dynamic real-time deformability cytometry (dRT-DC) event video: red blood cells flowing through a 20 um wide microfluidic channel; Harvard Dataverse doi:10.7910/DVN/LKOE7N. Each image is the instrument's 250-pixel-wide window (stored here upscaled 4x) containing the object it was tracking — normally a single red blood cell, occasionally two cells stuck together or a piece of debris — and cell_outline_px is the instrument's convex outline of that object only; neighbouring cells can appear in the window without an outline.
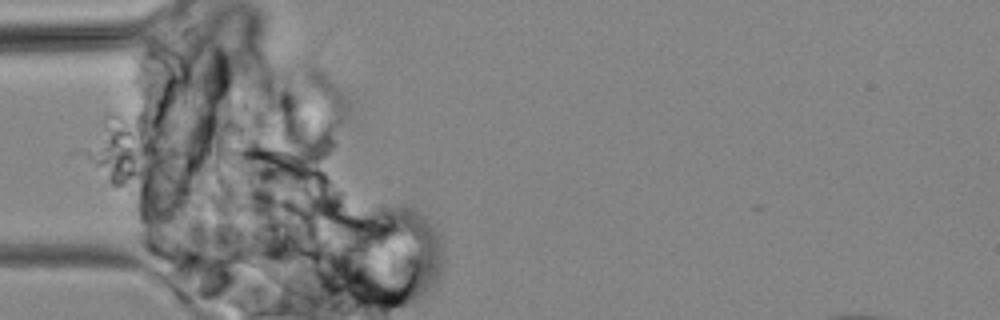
{"species": "common noctule bat (a hibernating species)", "species_latin": "Nyctalus noctula", "temperature_condition": "cold", "stored_images_in_passage": 4, "camera_frame_rate_fps": 3000, "um_per_image_px": 0.085, "animal": {"sex": "male", "body_mass_g": 19.2, "forearm_length_mm": 51.8}, "frame": {"image": 1, "passage_image": 1, "time_ms": 0.0, "image_size_px": [1000, 320], "cell_outline_px": [[240, 280], [236, 288], [224, 288], [184, 276], [152, 256], [136, 244], [132, 240], [132, 236], [136, 232], [148, 232], [164, 236], [176, 240], [216, 256], [224, 260], [236, 268], [240, 272]], "centroid_in_image_um": [16.05, 22.11], "position_along_channel_um": 68.9, "area_um2": 20.23}}
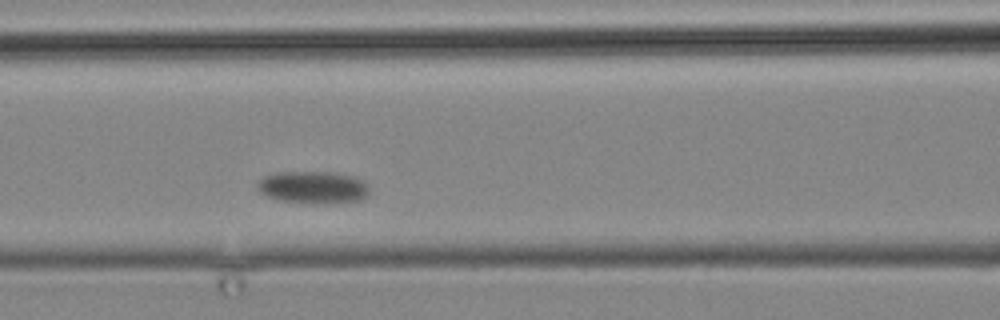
{"frame": {"image": 2, "passage_image": 4, "time_ms": 3.333, "image_size_px": [1000, 320], "cell_outline_px": [[368, 192], [360, 200], [312, 204], [280, 200], [268, 196], [260, 192], [256, 188], [256, 184], [264, 176], [276, 172], [336, 172], [356, 176], [364, 180], [368, 184]], "centroid_in_image_um": [26.61, 15.9], "position_along_channel_um": 140.0, "area_um2": 21.21}}